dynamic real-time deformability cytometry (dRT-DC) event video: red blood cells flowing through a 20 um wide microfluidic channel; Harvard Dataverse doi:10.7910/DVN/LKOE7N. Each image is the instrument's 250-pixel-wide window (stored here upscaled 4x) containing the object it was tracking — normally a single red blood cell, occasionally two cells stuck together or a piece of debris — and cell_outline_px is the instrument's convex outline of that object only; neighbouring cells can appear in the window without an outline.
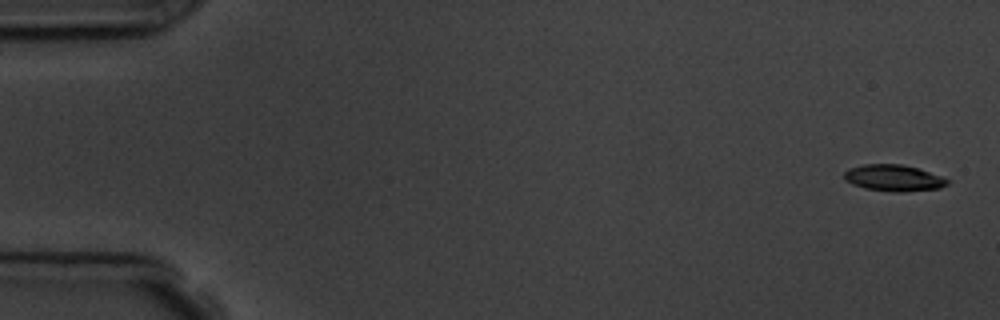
{"species": "common noctule bat (a hibernating species)", "species_latin": "Nyctalus noctula", "temperature_condition": "room temperature", "stored_images_in_passage": 4, "camera_frame_rate_fps": 3000, "um_per_image_px": 0.085, "animal": {"sex": "male", "body_mass_g": 19.5, "forearm_length_mm": 54.6}, "frame": {"image": 1, "passage_image": 1, "time_ms": 0.0, "image_size_px": [1000, 320], "cell_outline_px": [[952, 180], [948, 184], [940, 188], [900, 192], [892, 192], [864, 188], [852, 184], [844, 180], [844, 172], [848, 168], [864, 164], [900, 164], [916, 168]], "centroid_in_image_um": [75.93, 15.13], "position_along_channel_um": 9.1, "area_um2": 15.9}}
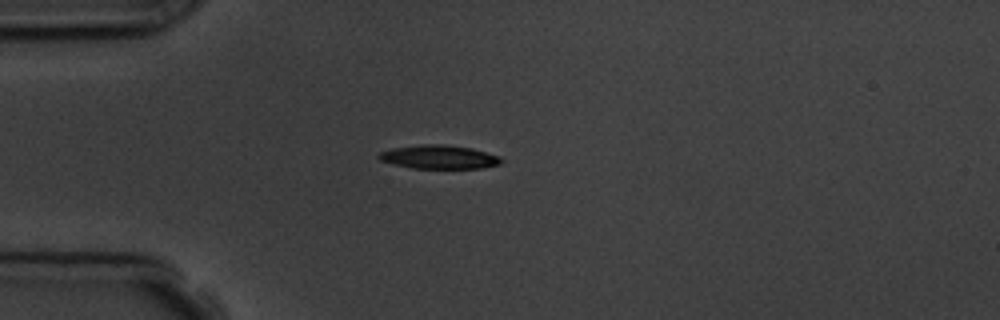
{"frame": {"image": 2, "passage_image": 4, "time_ms": 4.333, "image_size_px": [1000, 320], "cell_outline_px": [[504, 160], [500, 164], [480, 168], [412, 168], [392, 164], [380, 160], [376, 156], [380, 152], [392, 148], [420, 144], [444, 144], [472, 148], [500, 156]], "centroid_in_image_um": [37.31, 13.34], "position_along_channel_um": 47.7, "area_um2": 16.99}}